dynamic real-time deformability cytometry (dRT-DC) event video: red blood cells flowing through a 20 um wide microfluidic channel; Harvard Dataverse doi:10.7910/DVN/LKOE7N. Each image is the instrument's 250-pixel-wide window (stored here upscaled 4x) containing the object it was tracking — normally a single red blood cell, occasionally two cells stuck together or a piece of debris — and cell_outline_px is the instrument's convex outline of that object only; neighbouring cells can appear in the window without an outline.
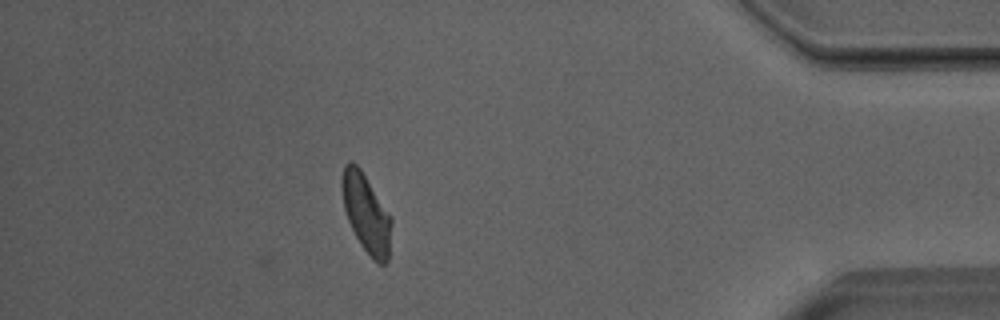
{"species": "Egyptian fruit bat (a non-hibernating species)", "species_latin": "Rousettus aegyptiacus", "temperature_condition": "room temperature", "stored_images_in_passage": 39, "camera_frame_rate_fps": 3000, "um_per_image_px": 0.085, "animal": {"sex": "male"}, "frame": {"image": 1, "passage_image": 39, "time_ms": 12.667, "image_size_px": [1000, 320], "cell_outline_px": [[392, 224], [388, 260], [384, 264], [380, 264], [372, 260], [360, 244], [344, 212], [340, 188], [340, 180], [344, 164], [348, 160], [352, 160], [360, 168], [392, 216]], "centroid_in_image_um": [31.11, 18.1], "position_along_channel_um": 404.1, "area_um2": 23.18}, "authors_computed_cell_mechanics": {"area_um2": 23.4668, "velocity_mm_per_s": 3.9859, "shape_relaxation_time_tau1_ms": 7.3515, "shape_relaxation_time_tau2_ms": 1.5011, "deformation_change_tau1": 0.1824, "deformation_change_tau2": 0.0814}}